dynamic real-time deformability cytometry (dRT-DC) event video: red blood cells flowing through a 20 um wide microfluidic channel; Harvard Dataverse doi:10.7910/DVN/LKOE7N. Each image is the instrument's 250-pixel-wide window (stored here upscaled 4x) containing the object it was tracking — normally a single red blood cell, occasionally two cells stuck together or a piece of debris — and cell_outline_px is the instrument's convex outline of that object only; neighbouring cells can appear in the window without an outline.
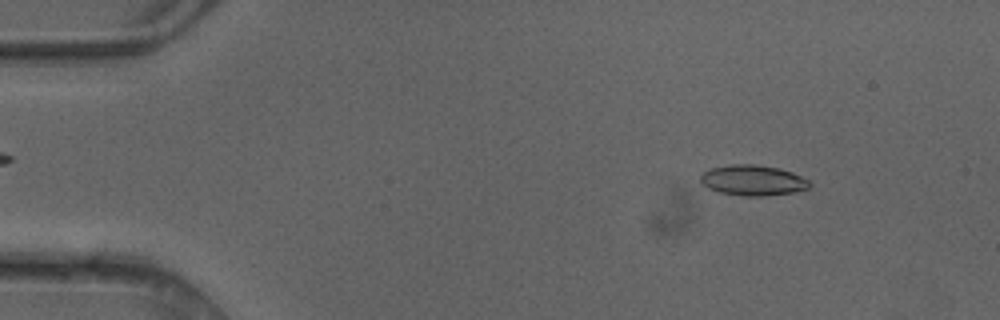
{"species": "common noctule bat (a hibernating species)", "species_latin": "Nyctalus noctula", "temperature_condition": "cold", "stored_images_in_passage": 4, "camera_frame_rate_fps": 3000, "um_per_image_px": 0.085, "animal": {"sex": "female"}, "frame": {"image": 1, "passage_image": 1, "time_ms": 0.0, "image_size_px": [1000, 320], "cell_outline_px": [[812, 184], [808, 188], [792, 192], [764, 196], [744, 196], [720, 192], [708, 188], [700, 180], [700, 176], [704, 172], [712, 168], [732, 164], [752, 164], [780, 168], [792, 172], [808, 180]], "centroid_in_image_um": [64.0, 15.32], "position_along_channel_um": 21.0, "area_um2": 19.19}}
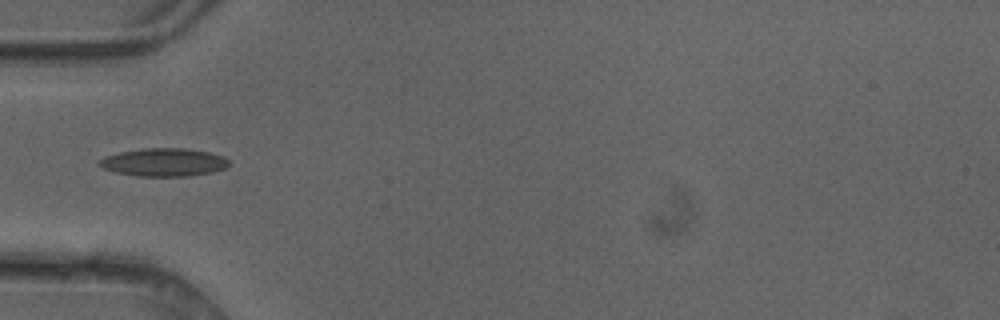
{"frame": {"image": 2, "passage_image": 4, "time_ms": 1.0, "image_size_px": [1000, 320], "cell_outline_px": [[228, 164], [224, 168], [212, 172], [188, 176], [136, 176], [116, 172], [104, 168], [96, 164], [96, 160], [120, 152], [140, 148], [188, 148], [208, 152], [224, 156], [228, 160]], "centroid_in_image_um": [13.9, 13.78], "position_along_channel_um": 71.1, "area_um2": 21.21}}